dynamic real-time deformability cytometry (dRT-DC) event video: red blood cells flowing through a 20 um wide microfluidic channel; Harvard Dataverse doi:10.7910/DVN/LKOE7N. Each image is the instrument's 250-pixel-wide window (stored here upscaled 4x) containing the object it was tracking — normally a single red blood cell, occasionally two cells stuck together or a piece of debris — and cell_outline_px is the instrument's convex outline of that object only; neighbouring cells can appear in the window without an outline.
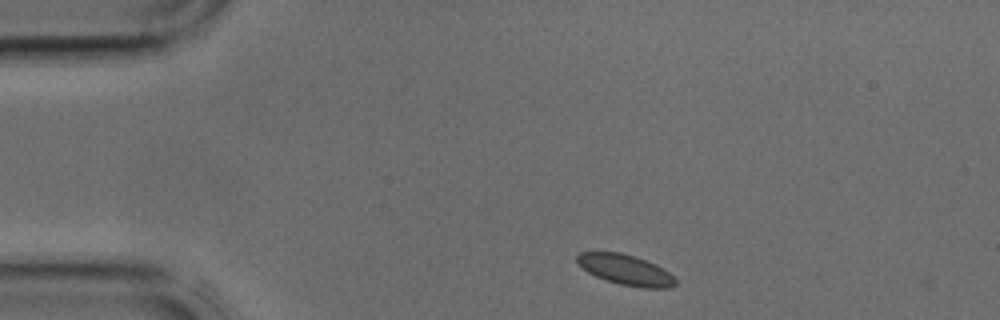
{"species": "common noctule bat (a hibernating species)", "species_latin": "Nyctalus noctula", "temperature_condition": "cold", "stored_images_in_passage": 2, "camera_frame_rate_fps": 3000, "um_per_image_px": 0.085, "animal": {"sex": "male", "body_mass_g": 17.9, "forearm_length_mm": 54.2}, "frame": {"image": 1, "passage_image": 1, "time_ms": 0.0, "image_size_px": [1000, 320], "cell_outline_px": [[676, 284], [668, 288], [640, 288], [620, 284], [596, 276], [588, 272], [576, 260], [576, 256], [580, 252], [620, 252], [636, 256], [656, 264], [664, 268], [676, 276]], "centroid_in_image_um": [53.24, 22.93], "position_along_channel_um": 31.8, "area_um2": 17.51}}
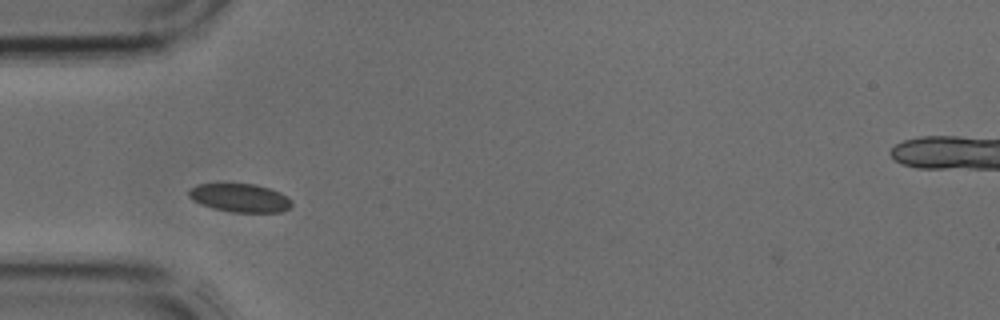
{"frame": {"image": 2, "passage_image": 2, "time_ms": 0.333, "image_size_px": [1000, 320], "cell_outline_px": [[292, 204], [288, 208], [280, 212], [232, 212], [212, 208], [200, 204], [192, 200], [188, 196], [188, 192], [196, 184], [256, 184], [280, 192], [292, 200]], "centroid_in_image_um": [20.38, 16.82], "position_along_channel_um": 64.6, "area_um2": 16.99}}